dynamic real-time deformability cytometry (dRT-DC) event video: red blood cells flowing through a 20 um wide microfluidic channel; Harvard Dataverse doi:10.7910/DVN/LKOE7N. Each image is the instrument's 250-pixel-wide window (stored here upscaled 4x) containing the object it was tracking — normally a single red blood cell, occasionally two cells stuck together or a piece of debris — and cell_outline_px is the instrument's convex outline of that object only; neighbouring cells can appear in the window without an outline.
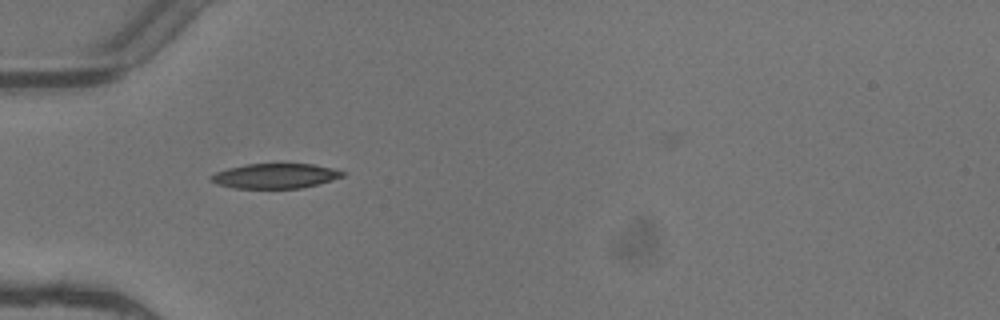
{"species": "common noctule bat (a hibernating species)", "species_latin": "Nyctalus noctula", "temperature_condition": "warm", "stored_images_in_passage": 2, "camera_frame_rate_fps": 3000, "um_per_image_px": 0.085, "animal": {"sex": "female"}, "frame": {"image": 1, "passage_image": 1, "time_ms": 0.0, "image_size_px": [1000, 320], "cell_outline_px": [[344, 176], [332, 180], [300, 188], [232, 188], [216, 184], [208, 180], [208, 176], [216, 172], [228, 168], [248, 164], [312, 164], [332, 168], [344, 172]], "centroid_in_image_um": [23.32, 14.96], "position_along_channel_um": 61.7, "area_um2": 19.02}}
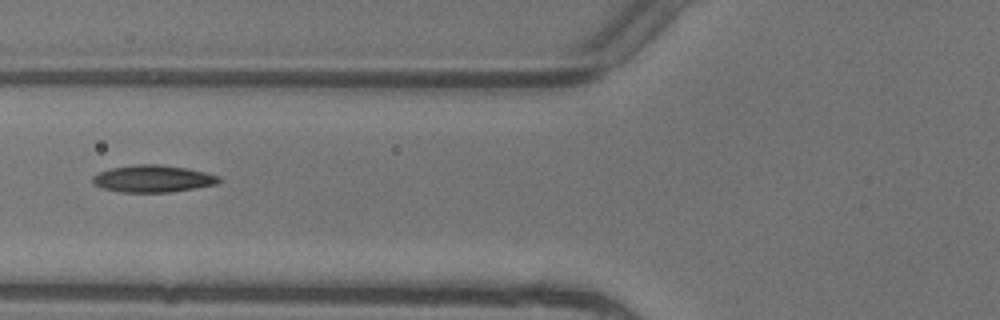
{"frame": {"image": 2, "passage_image": 2, "time_ms": 0.333, "image_size_px": [1000, 320], "cell_outline_px": [[220, 180], [216, 184], [168, 192], [120, 192], [104, 188], [96, 184], [92, 180], [92, 176], [96, 172], [112, 168], [136, 164], [160, 164], [188, 168], [220, 176]], "centroid_in_image_um": [12.97, 15.17], "position_along_channel_um": 112.8, "area_um2": 19.77}}